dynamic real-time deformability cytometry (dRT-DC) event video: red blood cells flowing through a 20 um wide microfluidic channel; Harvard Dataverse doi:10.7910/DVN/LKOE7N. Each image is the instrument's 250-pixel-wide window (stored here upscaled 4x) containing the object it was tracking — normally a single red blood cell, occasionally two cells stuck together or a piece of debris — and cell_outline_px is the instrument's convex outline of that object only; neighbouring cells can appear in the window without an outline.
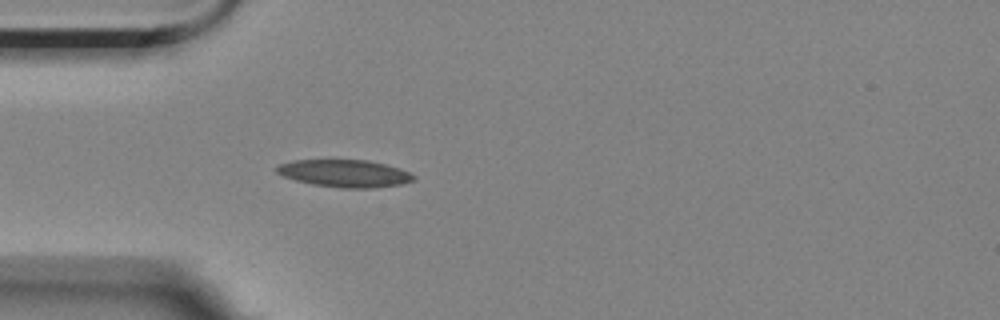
{"species": "Egyptian fruit bat (a non-hibernating species)", "species_latin": "Rousettus aegyptiacus", "temperature_condition": "room temperature", "stored_images_in_passage": 1, "camera_frame_rate_fps": 3000, "um_per_image_px": 0.085, "animal": {"sex": "female"}, "frame": {"image": 1, "passage_image": 1, "time_ms": 0.0, "image_size_px": [1000, 320], "cell_outline_px": [[416, 180], [400, 184], [372, 188], [340, 188], [312, 184], [296, 180], [284, 176], [276, 172], [276, 168], [280, 164], [292, 160], [368, 160], [400, 168], [416, 176]], "centroid_in_image_um": [29.32, 14.74], "position_along_channel_um": 55.7, "area_um2": 21.79}}